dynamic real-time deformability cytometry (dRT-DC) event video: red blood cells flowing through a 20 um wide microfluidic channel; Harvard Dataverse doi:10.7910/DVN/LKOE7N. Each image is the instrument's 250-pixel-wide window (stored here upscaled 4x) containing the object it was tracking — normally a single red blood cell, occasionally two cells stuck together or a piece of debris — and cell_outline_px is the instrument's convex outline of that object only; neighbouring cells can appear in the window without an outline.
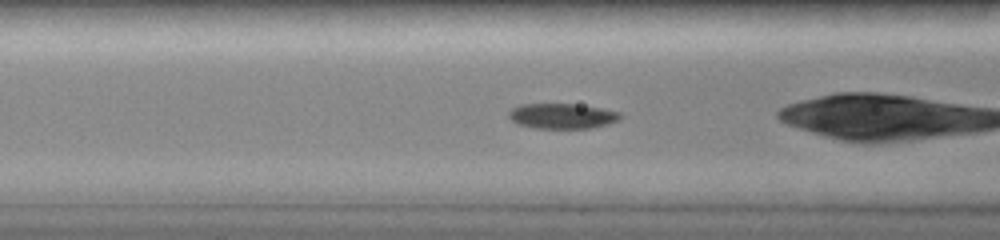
{"species": "common noctule bat (a hibernating species)", "species_latin": "Nyctalus noctula", "temperature_condition": "room temperature", "stored_images_in_passage": 45, "camera_frame_rate_fps": 3000, "um_per_image_px": 0.085, "animal": {"sex": "female", "body_mass_g": 19.0, "forearm_length_mm": 51.5}, "frame": {"image": 1, "passage_image": 15, "time_ms": 4.667, "image_size_px": [1000, 240], "cell_outline_px": [[624, 116], [620, 120], [608, 124], [592, 128], [536, 128], [516, 124], [508, 116], [508, 112], [512, 108], [520, 104], [576, 104], [600, 108], [620, 112]], "centroid_in_image_um": [47.8, 9.86], "position_along_channel_um": 118.8, "area_um2": 16.53}}
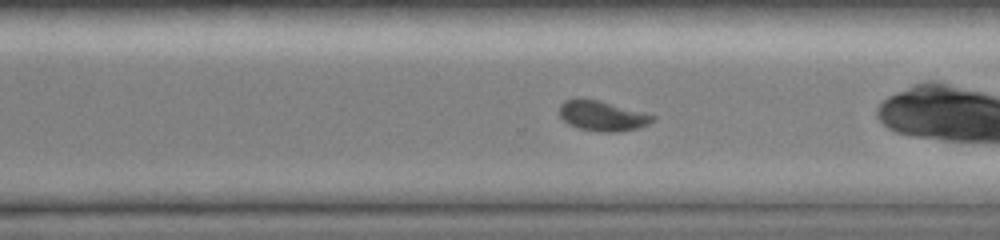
{"frame": {"image": 2, "passage_image": 30, "time_ms": 9.667, "image_size_px": [1000, 240], "cell_outline_px": [[656, 120], [648, 124], [636, 128], [620, 132], [600, 132], [580, 128], [568, 124], [560, 116], [560, 104], [564, 100], [580, 96], [600, 100], [644, 112], [656, 116]], "centroid_in_image_um": [51.19, 9.82], "position_along_channel_um": 319.4, "area_um2": 16.7}, "authors_computed_cell_mechanics": {"area_um2": 17.051, "velocity_mm_per_s": 4.0198, "shape_relaxation_time_tau1_ms": 4.832, "shape_relaxation_time_tau2_ms": 3.9409, "deformation_change_tau1": 0.1529, "deformation_change_tau2": 0.0727}}